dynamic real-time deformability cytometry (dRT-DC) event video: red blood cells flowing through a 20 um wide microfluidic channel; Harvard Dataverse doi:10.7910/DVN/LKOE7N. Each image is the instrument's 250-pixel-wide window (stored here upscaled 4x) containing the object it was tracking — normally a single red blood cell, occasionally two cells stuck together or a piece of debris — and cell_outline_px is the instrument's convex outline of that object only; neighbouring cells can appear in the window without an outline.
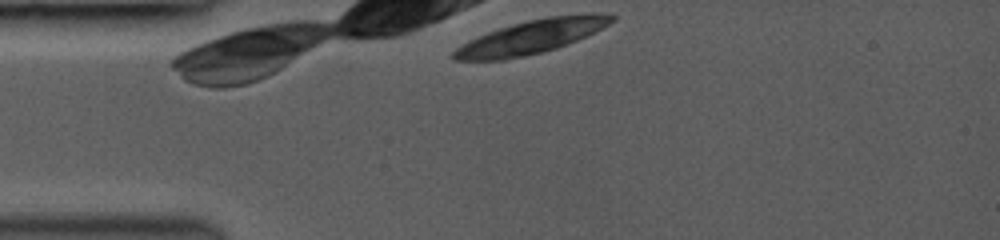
{"species": "common noctule bat (a hibernating species)", "species_latin": "Nyctalus noctula", "temperature_condition": "room temperature", "stored_images_in_passage": 12, "camera_frame_rate_fps": 3000, "um_per_image_px": 0.085, "animal": {"sex": "female", "body_mass_g": 19.0, "forearm_length_mm": 53.3}, "frame": {"image": 1, "passage_image": 1, "time_ms": 0.0, "image_size_px": [1000, 240], "cell_outline_px": [[616, 20], [576, 40], [556, 48], [540, 52], [504, 60], [456, 60], [452, 56], [452, 52], [456, 48], [488, 32], [512, 24], [528, 20], [548, 16], [616, 16]], "centroid_in_image_um": [45.03, 3.18], "position_along_channel_um": 40.0, "area_um2": 29.3}}